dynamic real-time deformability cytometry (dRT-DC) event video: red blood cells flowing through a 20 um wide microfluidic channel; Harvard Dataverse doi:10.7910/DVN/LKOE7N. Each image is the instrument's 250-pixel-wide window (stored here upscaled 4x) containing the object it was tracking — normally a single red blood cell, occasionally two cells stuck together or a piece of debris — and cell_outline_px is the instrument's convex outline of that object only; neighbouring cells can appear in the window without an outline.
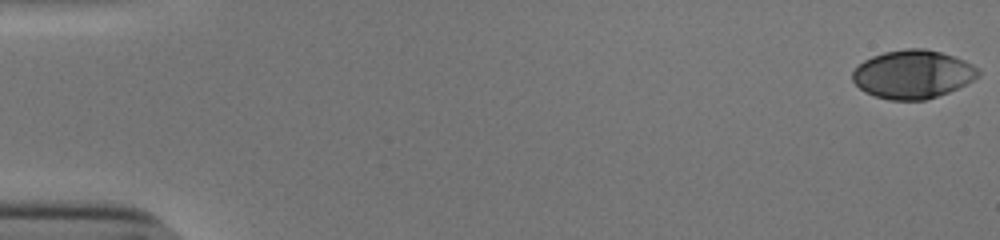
{"species": "human", "species_latin": "Homo sapiens", "temperature_condition": "cold", "stored_images_in_passage": 54, "camera_frame_rate_fps": 3000, "um_per_image_px": 0.085, "donor": {"sex": "male"}, "frame": {"image": 1, "passage_image": 1, "time_ms": 0.0, "image_size_px": [1000, 240], "cell_outline_px": [[980, 76], [948, 92], [924, 100], [888, 100], [864, 92], [852, 80], [852, 72], [864, 60], [872, 56], [884, 52], [904, 48], [924, 48], [940, 52], [964, 60], [980, 68]], "centroid_in_image_um": [77.58, 6.31], "position_along_channel_um": 7.4, "area_um2": 35.37}}
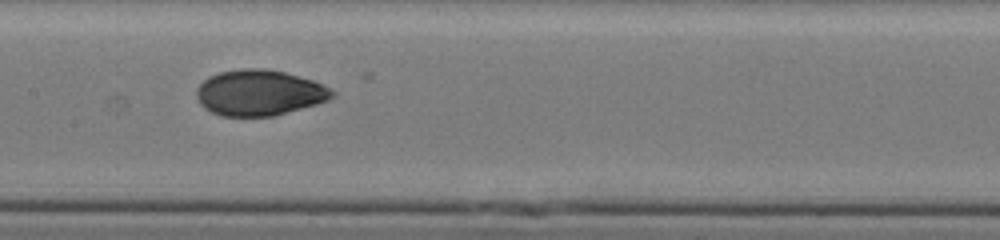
{"frame": {"image": 2, "passage_image": 28, "time_ms": 9.0, "image_size_px": [1000, 240], "cell_outline_px": [[336, 96], [328, 100], [316, 104], [272, 116], [220, 116], [204, 108], [200, 104], [196, 96], [196, 88], [208, 76], [220, 72], [240, 68], [264, 68], [284, 72], [312, 80], [336, 92]], "centroid_in_image_um": [22.01, 7.88], "position_along_channel_um": 185.4, "area_um2": 36.13}}
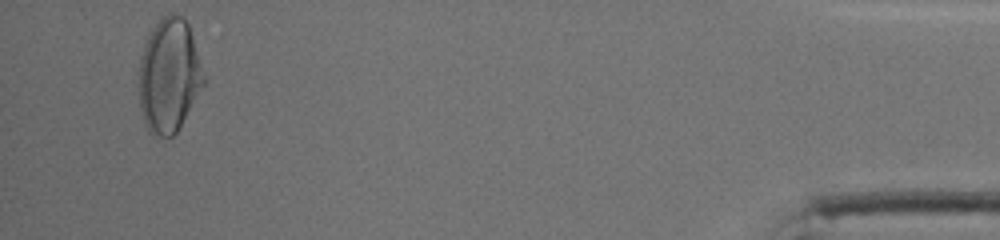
{"frame": {"image": 3, "passage_image": 52, "time_ms": 17.0, "image_size_px": [1000, 240], "cell_outline_px": [[204, 84], [176, 132], [172, 136], [156, 140], [148, 132], [144, 124], [140, 108], [140, 56], [144, 44], [156, 20], [160, 16], [168, 12], [176, 12], [184, 16], [188, 24], [192, 36], [204, 76]], "centroid_in_image_um": [14.34, 6.41], "position_along_channel_um": 420.9, "area_um2": 43.23}, "authors_computed_cell_mechanics": {"area_um2": 35.6626, "velocity_mm_per_s": 3.8511, "shape_relaxation_time_tau1_ms": 6.5565, "shape_relaxation_time_tau2_ms": 1.1087, "deformation_change_tau1": 0.2231, "deformation_change_tau2": 0.0403}}